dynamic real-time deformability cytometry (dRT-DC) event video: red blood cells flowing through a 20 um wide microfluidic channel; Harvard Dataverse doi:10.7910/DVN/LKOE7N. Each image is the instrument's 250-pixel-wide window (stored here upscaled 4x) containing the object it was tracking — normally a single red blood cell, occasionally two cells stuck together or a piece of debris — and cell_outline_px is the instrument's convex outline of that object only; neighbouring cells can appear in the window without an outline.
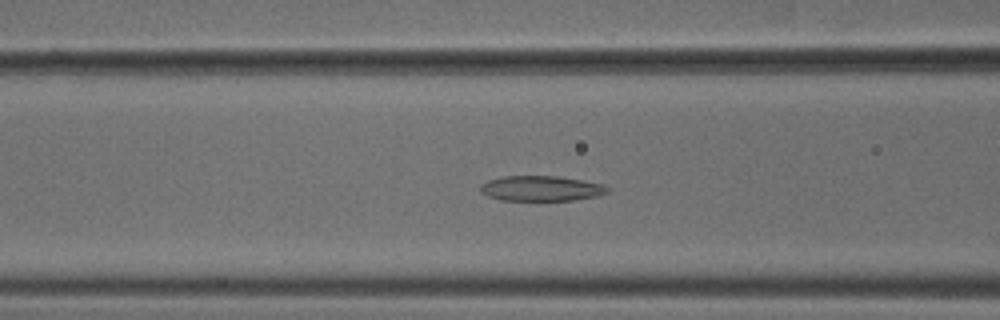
{"species": "common noctule bat (a hibernating species)", "species_latin": "Nyctalus noctula", "temperature_condition": "cold", "stored_images_in_passage": 54, "camera_frame_rate_fps": 3000, "um_per_image_px": 0.085, "animal": {"sex": "male", "body_mass_g": 18.8}, "frame": {"image": 1, "passage_image": 22, "time_ms": 7.0, "image_size_px": [1000, 320], "cell_outline_px": [[608, 192], [596, 196], [576, 200], [500, 200], [488, 196], [480, 192], [480, 184], [488, 180], [500, 176], [560, 176], [604, 184], [608, 188]], "centroid_in_image_um": [45.97, 16.01], "position_along_channel_um": 120.6, "area_um2": 18.79}}
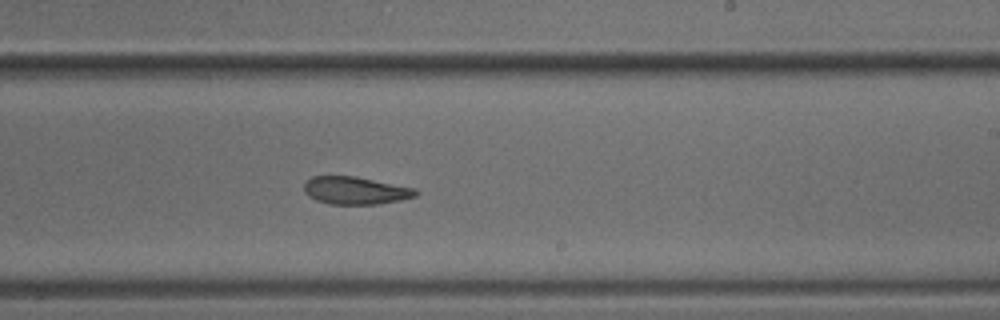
{"frame": {"image": 2, "passage_image": 33, "time_ms": 10.667, "image_size_px": [1000, 320], "cell_outline_px": [[420, 192], [416, 196], [400, 200], [376, 204], [328, 204], [316, 200], [308, 196], [304, 192], [304, 184], [312, 176], [356, 176], [416, 188]], "centroid_in_image_um": [30.22, 16.19], "position_along_channel_um": 258.8, "area_um2": 18.09}}
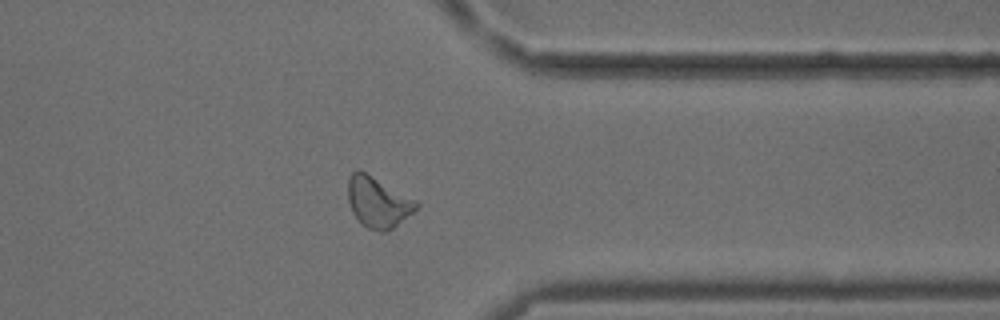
{"frame": {"image": 3, "passage_image": 43, "time_ms": 14.0, "image_size_px": [1000, 320], "cell_outline_px": [[420, 208], [392, 228], [384, 232], [380, 232], [368, 228], [360, 224], [352, 212], [348, 200], [348, 180], [352, 172], [364, 172], [416, 200], [420, 204]], "centroid_in_image_um": [32.14, 17.23], "position_along_channel_um": 379.3, "area_um2": 19.94}, "authors_computed_cell_mechanics": {"area_um2": 19.5942, "velocity_mm_per_s": 3.7721, "shape_relaxation_time_tau1_ms": null, "shape_relaxation_time_tau2_ms": 4.0668, "deformation_change_tau1": null, "deformation_change_tau2": 0.1205}}